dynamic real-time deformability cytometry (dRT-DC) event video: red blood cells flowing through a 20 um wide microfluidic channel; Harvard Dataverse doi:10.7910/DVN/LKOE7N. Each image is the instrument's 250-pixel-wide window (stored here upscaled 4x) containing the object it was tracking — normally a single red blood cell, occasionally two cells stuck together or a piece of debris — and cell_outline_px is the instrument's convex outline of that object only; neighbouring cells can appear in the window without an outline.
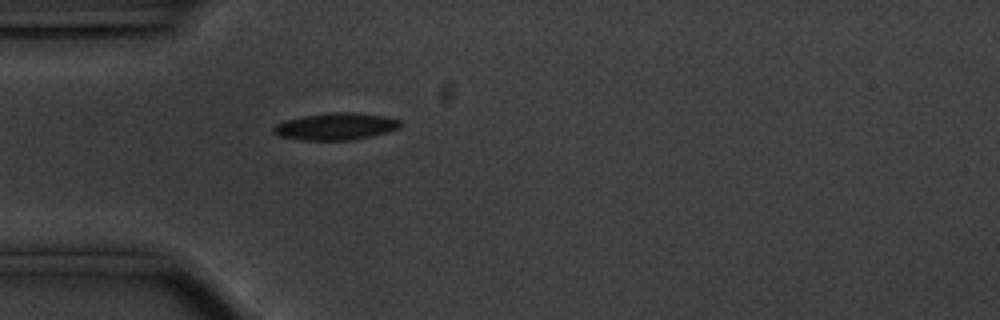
{"species": "common noctule bat (a hibernating species)", "species_latin": "Nyctalus noctula", "temperature_condition": "cold", "stored_images_in_passage": 41, "camera_frame_rate_fps": 3000, "um_per_image_px": 0.085, "animal": {"sex": "male", "body_mass_g": 20.1, "forearm_length_mm": 53.5}, "frame": {"image": 1, "passage_image": 1, "time_ms": 0.0, "image_size_px": [1000, 320], "cell_outline_px": [[404, 124], [400, 128], [368, 136], [348, 140], [300, 140], [280, 136], [272, 132], [272, 128], [276, 124], [284, 120], [304, 116], [332, 112], [356, 112], [384, 116], [400, 120]], "centroid_in_image_um": [28.52, 10.74], "position_along_channel_um": 56.5, "area_um2": 19.88}}
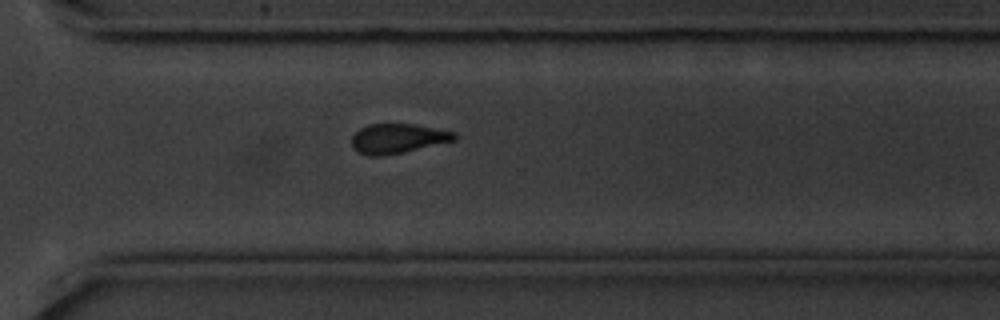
{"frame": {"image": 2, "passage_image": 25, "time_ms": 8.0, "image_size_px": [1000, 320], "cell_outline_px": [[456, 140], [404, 152], [384, 156], [372, 156], [360, 152], [352, 148], [352, 136], [360, 128], [368, 124], [416, 124], [456, 132]], "centroid_in_image_um": [33.82, 11.77], "position_along_channel_um": 336.8, "area_um2": 17.74}}
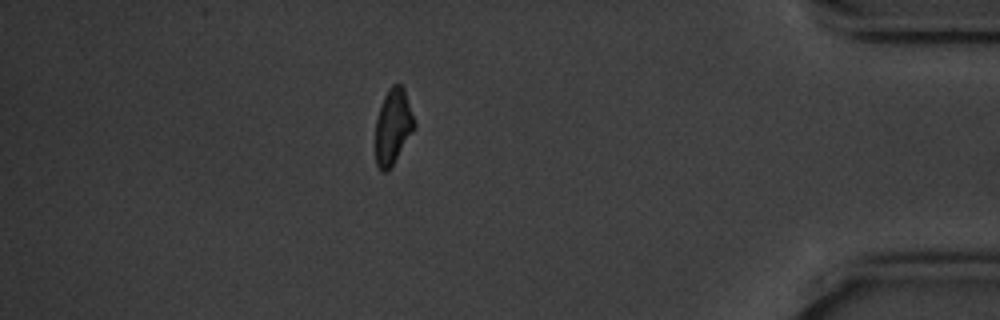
{"frame": {"image": 3, "passage_image": 34, "time_ms": 11.0, "image_size_px": [1000, 320], "cell_outline_px": [[416, 128], [388, 172], [380, 172], [376, 164], [376, 120], [384, 96], [388, 88], [392, 84], [400, 84], [404, 88], [416, 124]], "centroid_in_image_um": [33.42, 10.78], "position_along_channel_um": 401.8, "area_um2": 17.22}, "authors_computed_cell_mechanics": {"area_um2": 18.3804, "velocity_mm_per_s": 3.555, "shape_relaxation_time_tau1_ms": 2.6252, "shape_relaxation_time_tau2_ms": null, "deformation_change_tau1": 0.1061, "deformation_change_tau2": null}}